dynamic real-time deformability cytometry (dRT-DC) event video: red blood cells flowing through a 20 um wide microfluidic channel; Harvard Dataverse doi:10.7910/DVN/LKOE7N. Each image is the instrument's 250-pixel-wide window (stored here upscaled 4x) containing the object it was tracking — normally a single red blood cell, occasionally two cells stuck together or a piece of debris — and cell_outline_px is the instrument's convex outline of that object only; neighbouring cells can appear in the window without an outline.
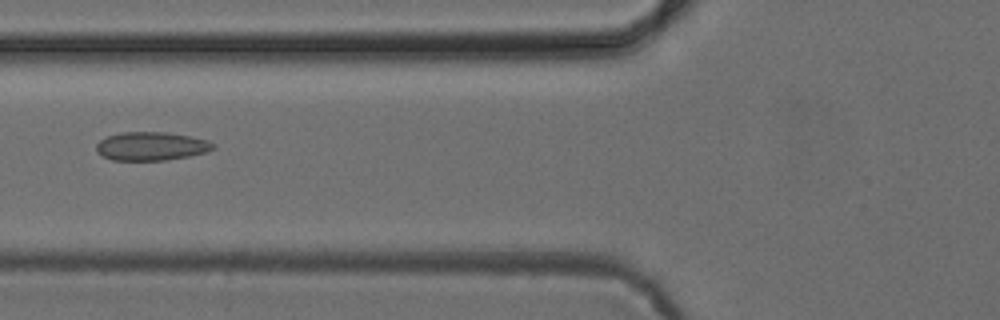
{"species": "common noctule bat (a hibernating species)", "species_latin": "Nyctalus noctula", "temperature_condition": "cold", "stored_images_in_passage": 7, "camera_frame_rate_fps": 3000, "um_per_image_px": 0.085, "animal": {"sex": "female", "body_mass_g": 24.6, "forearm_length_mm": 56.2}, "frame": {"image": 1, "passage_image": 6, "time_ms": 6.0, "image_size_px": [1000, 320], "cell_outline_px": [[216, 148], [208, 152], [168, 160], [112, 160], [96, 152], [96, 144], [100, 140], [108, 136], [124, 132], [168, 132], [208, 140], [216, 144]], "centroid_in_image_um": [12.89, 12.43], "position_along_channel_um": 112.9, "area_um2": 19.48}}
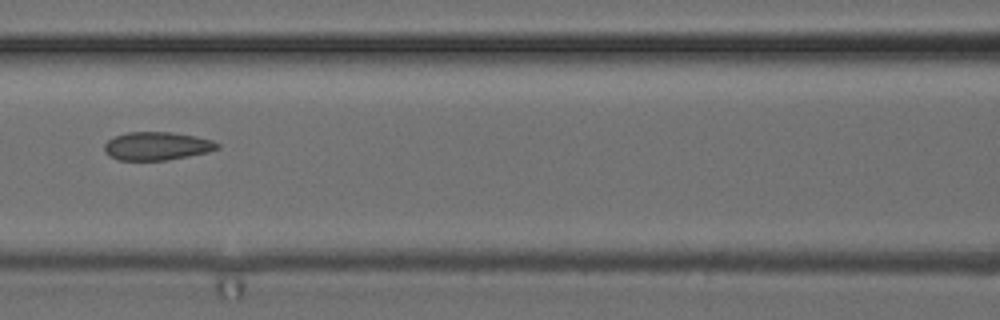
{"frame": {"image": 2, "passage_image": 7, "time_ms": 7.0, "image_size_px": [1000, 320], "cell_outline_px": [[220, 148], [208, 152], [188, 156], [164, 160], [116, 160], [108, 156], [104, 152], [104, 144], [108, 140], [116, 136], [128, 132], [172, 132], [196, 136], [212, 140], [220, 144]], "centroid_in_image_um": [13.33, 12.41], "position_along_channel_um": 153.3, "area_um2": 18.67}}